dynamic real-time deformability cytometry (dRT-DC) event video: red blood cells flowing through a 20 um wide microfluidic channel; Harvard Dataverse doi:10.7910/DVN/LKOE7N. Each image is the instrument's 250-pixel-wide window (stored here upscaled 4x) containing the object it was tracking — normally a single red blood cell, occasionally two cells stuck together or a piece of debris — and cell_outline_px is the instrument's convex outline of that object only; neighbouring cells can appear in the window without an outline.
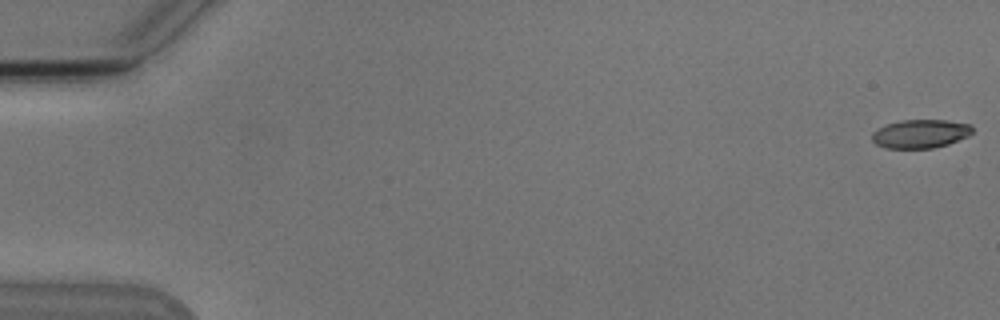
{"species": "Egyptian fruit bat (a non-hibernating species)", "species_latin": "Rousettus aegyptiacus", "temperature_condition": "cold", "stored_images_in_passage": 5, "camera_frame_rate_fps": 3000, "um_per_image_px": 0.085, "animal": {"sex": "male"}, "frame": {"image": 1, "passage_image": 1, "time_ms": 0.0, "image_size_px": [1000, 320], "cell_outline_px": [[972, 132], [968, 136], [948, 144], [932, 148], [884, 148], [876, 144], [872, 140], [872, 132], [888, 124], [900, 120], [944, 120], [972, 124]], "centroid_in_image_um": [78.24, 11.37], "position_along_channel_um": 6.8, "area_um2": 16.65}}